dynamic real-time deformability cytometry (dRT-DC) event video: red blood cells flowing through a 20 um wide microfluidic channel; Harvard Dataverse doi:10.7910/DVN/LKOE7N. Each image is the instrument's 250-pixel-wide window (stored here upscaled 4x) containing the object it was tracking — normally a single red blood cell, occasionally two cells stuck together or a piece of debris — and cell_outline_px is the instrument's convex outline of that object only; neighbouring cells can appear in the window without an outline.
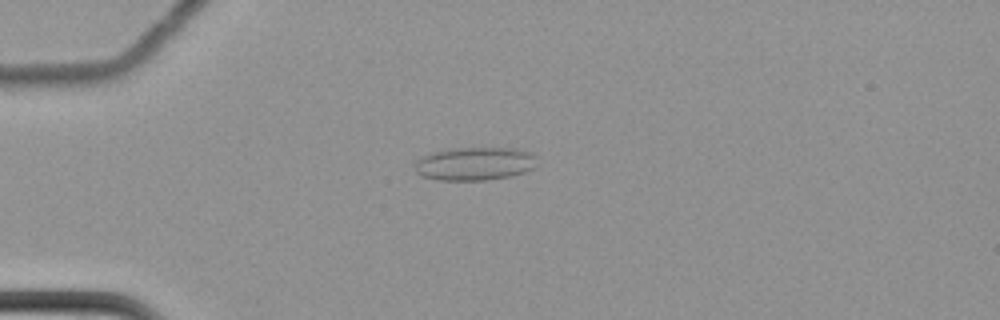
{"species": "common noctule bat (a hibernating species)", "species_latin": "Nyctalus noctula", "temperature_condition": "cold", "stored_images_in_passage": 49, "camera_frame_rate_fps": 3000, "um_per_image_px": 0.085, "animal": {"sex": "female", "body_mass_g": 22.7, "forearm_length_mm": 54.2}, "frame": {"image": 1, "passage_image": 6, "time_ms": 1.667, "image_size_px": [1000, 320], "cell_outline_px": [[536, 168], [512, 176], [488, 180], [436, 180], [420, 176], [416, 172], [416, 160], [420, 156], [432, 152], [456, 148], [516, 148], [532, 152], [536, 156]], "centroid_in_image_um": [40.38, 13.92], "position_along_channel_um": 44.6, "area_um2": 24.04}}
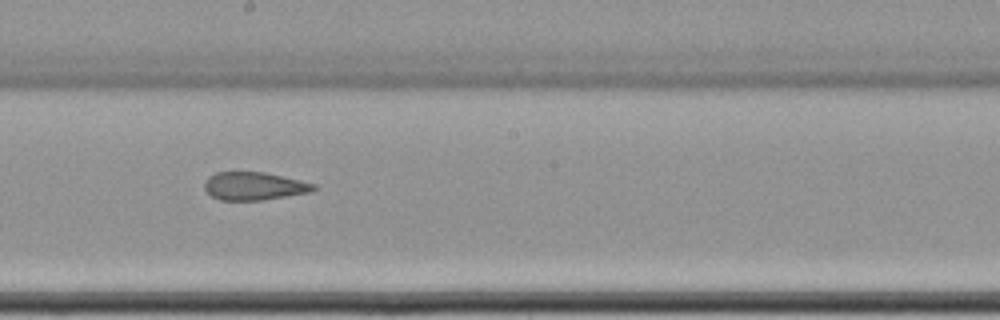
{"frame": {"image": 2, "passage_image": 24, "time_ms": 7.667, "image_size_px": [1000, 320], "cell_outline_px": [[316, 188], [312, 192], [264, 200], [220, 200], [212, 196], [204, 188], [204, 184], [208, 176], [216, 172], [264, 172], [300, 180], [316, 184]], "centroid_in_image_um": [21.61, 15.82], "position_along_channel_um": 226.6, "area_um2": 17.86}}
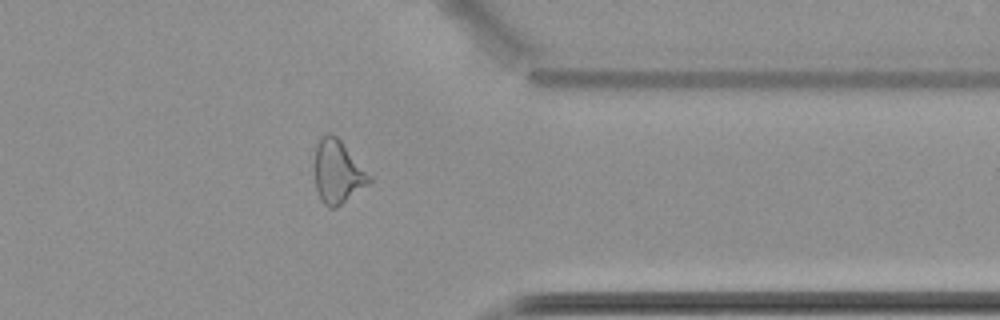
{"frame": {"image": 3, "passage_image": 38, "time_ms": 12.333, "image_size_px": [1000, 320], "cell_outline_px": [[372, 180], [368, 184], [340, 204], [332, 208], [328, 208], [320, 200], [316, 188], [312, 164], [316, 144], [328, 132], [336, 136], [340, 140], [372, 176]], "centroid_in_image_um": [28.65, 14.6], "position_along_channel_um": 382.7, "area_um2": 20.23}, "authors_computed_cell_mechanics": {"area_um2": 20.1144, "velocity_mm_per_s": 3.5076, "shape_relaxation_time_tau1_ms": null, "shape_relaxation_time_tau2_ms": 3.0679, "deformation_change_tau1": null, "deformation_change_tau2": 0.1247}}